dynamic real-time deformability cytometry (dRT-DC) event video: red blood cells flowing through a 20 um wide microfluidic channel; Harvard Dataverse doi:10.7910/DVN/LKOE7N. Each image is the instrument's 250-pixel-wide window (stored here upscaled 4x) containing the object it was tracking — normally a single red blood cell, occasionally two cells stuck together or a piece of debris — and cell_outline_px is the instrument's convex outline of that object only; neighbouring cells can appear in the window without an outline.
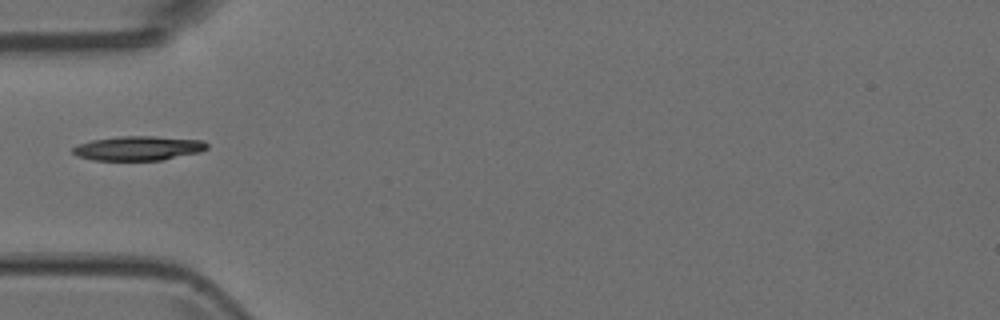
{"species": "Egyptian fruit bat (a non-hibernating species)", "species_latin": "Rousettus aegyptiacus", "temperature_condition": "room temperature", "stored_images_in_passage": 8, "camera_frame_rate_fps": 3000, "um_per_image_px": 0.085, "animal": {"sex": "female"}, "frame": {"image": 1, "passage_image": 6, "time_ms": 1.667, "image_size_px": [1000, 320], "cell_outline_px": [[208, 148], [200, 152], [160, 160], [92, 160], [76, 156], [72, 152], [72, 148], [80, 144], [92, 140], [120, 136], [152, 136], [204, 140], [208, 144]], "centroid_in_image_um": [11.76, 12.6], "position_along_channel_um": 73.2, "area_um2": 19.02}}
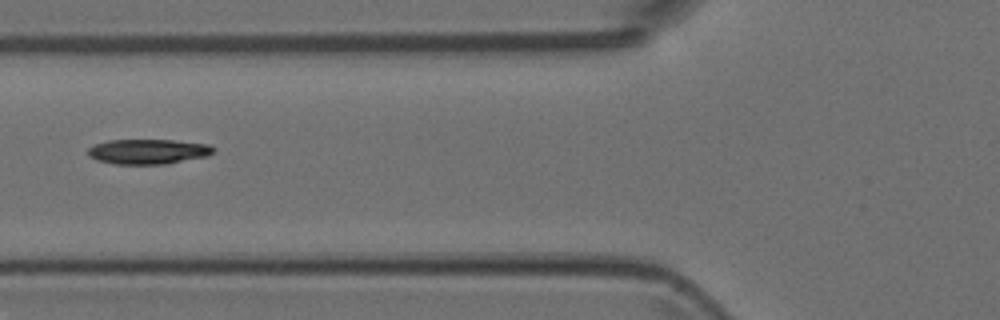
{"frame": {"image": 2, "passage_image": 7, "time_ms": 2.0, "image_size_px": [1000, 320], "cell_outline_px": [[216, 148], [208, 156], [164, 164], [112, 164], [96, 160], [88, 156], [88, 148], [96, 144], [108, 140], [172, 140], [208, 144]], "centroid_in_image_um": [12.57, 12.88], "position_along_channel_um": 113.2, "area_um2": 18.26}}
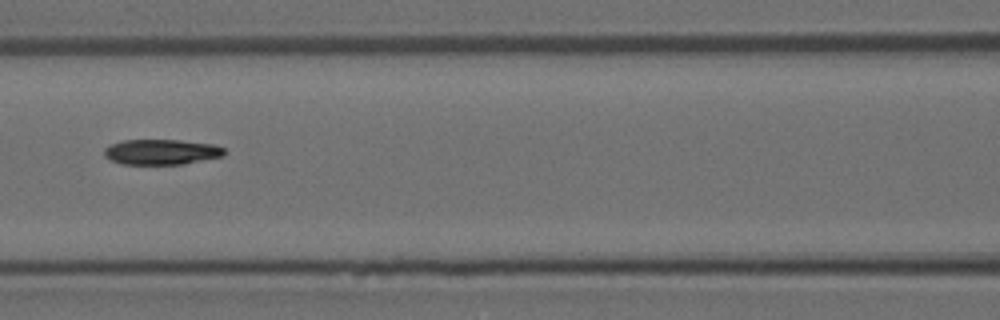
{"frame": {"image": 3, "passage_image": 8, "time_ms": 2.333, "image_size_px": [1000, 320], "cell_outline_px": [[224, 156], [184, 164], [124, 164], [112, 160], [104, 156], [104, 148], [112, 144], [124, 140], [180, 140], [212, 144], [224, 148]], "centroid_in_image_um": [13.73, 12.91], "position_along_channel_um": 152.9, "area_um2": 17.63}}